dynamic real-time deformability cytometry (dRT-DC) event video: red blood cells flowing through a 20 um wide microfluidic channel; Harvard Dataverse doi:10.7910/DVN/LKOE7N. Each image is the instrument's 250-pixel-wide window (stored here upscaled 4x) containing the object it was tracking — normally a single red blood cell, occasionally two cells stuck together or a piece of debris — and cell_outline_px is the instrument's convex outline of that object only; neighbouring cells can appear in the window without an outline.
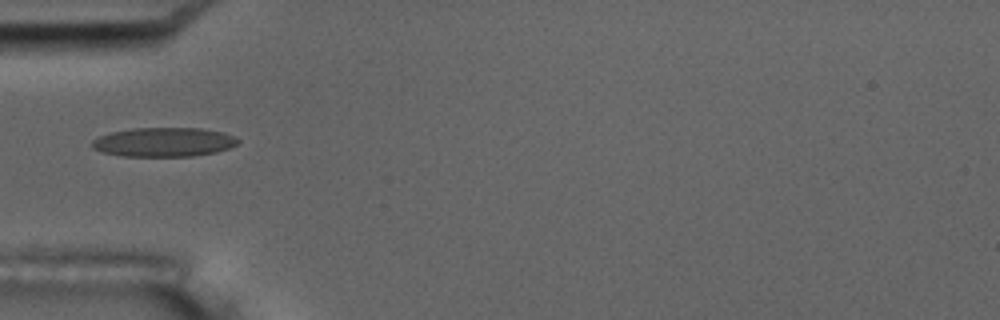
{"species": "common noctule bat (a hibernating species)", "species_latin": "Nyctalus noctula", "temperature_condition": "room temperature", "stored_images_in_passage": 10, "camera_frame_rate_fps": 3000, "um_per_image_px": 0.085, "animal": {"sex": "male", "body_mass_g": 17.5, "forearm_length_mm": 52.3}, "frame": {"image": 1, "passage_image": 1, "time_ms": 0.0, "image_size_px": [1000, 320], "cell_outline_px": [[240, 140], [236, 144], [228, 148], [216, 152], [192, 156], [124, 156], [100, 152], [92, 148], [92, 140], [108, 132], [132, 128], [200, 128], [224, 132]], "centroid_in_image_um": [13.88, 12.07], "position_along_channel_um": 71.1, "area_um2": 24.85}}